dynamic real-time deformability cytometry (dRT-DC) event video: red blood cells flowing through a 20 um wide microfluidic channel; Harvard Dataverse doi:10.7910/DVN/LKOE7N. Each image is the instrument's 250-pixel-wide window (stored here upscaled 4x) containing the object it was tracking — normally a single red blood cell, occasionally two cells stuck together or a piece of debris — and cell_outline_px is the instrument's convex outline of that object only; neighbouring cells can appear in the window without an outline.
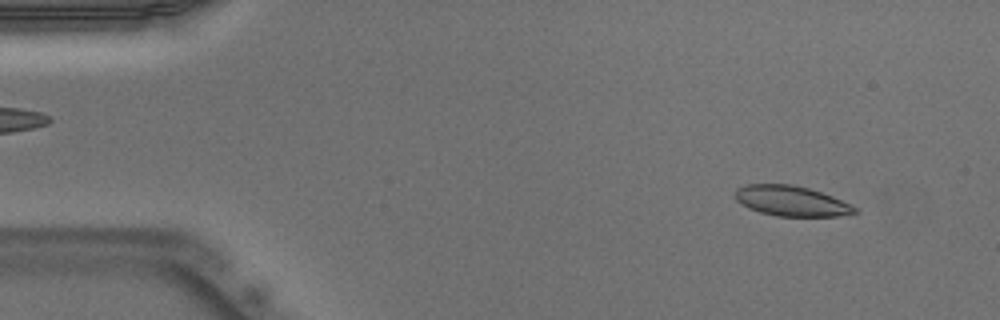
{"species": "Egyptian fruit bat (a non-hibernating species)", "species_latin": "Rousettus aegyptiacus", "temperature_condition": "warm", "stored_images_in_passage": 50, "camera_frame_rate_fps": 3000, "um_per_image_px": 0.085, "animal": {"sex": "male"}, "frame": {"image": 1, "passage_image": 4, "time_ms": 1.0, "image_size_px": [1000, 320], "cell_outline_px": [[860, 212], [836, 216], [776, 216], [760, 212], [748, 208], [736, 200], [732, 196], [736, 188], [744, 184], [792, 184], [808, 188], [832, 196], [860, 208]], "centroid_in_image_um": [67.24, 17.08], "position_along_channel_um": 17.8, "area_um2": 21.33}}
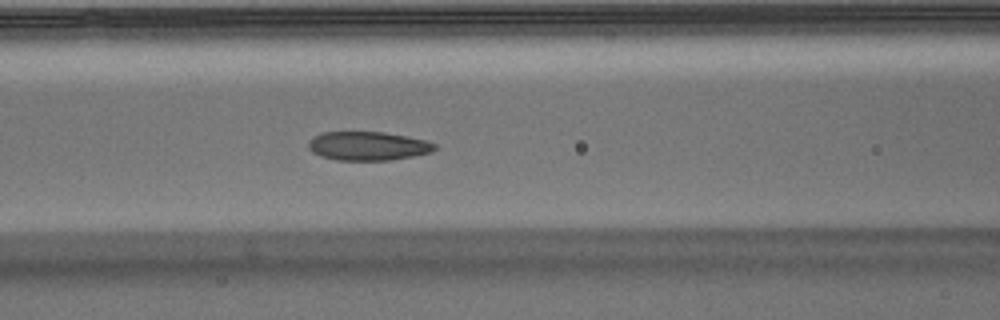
{"frame": {"image": 2, "passage_image": 20, "time_ms": 6.333, "image_size_px": [1000, 320], "cell_outline_px": [[436, 148], [432, 152], [412, 156], [388, 160], [336, 160], [320, 156], [312, 152], [308, 148], [308, 140], [312, 136], [324, 132], [384, 132], [424, 140], [436, 144]], "centroid_in_image_um": [31.22, 12.41], "position_along_channel_um": 135.4, "area_um2": 21.15}}
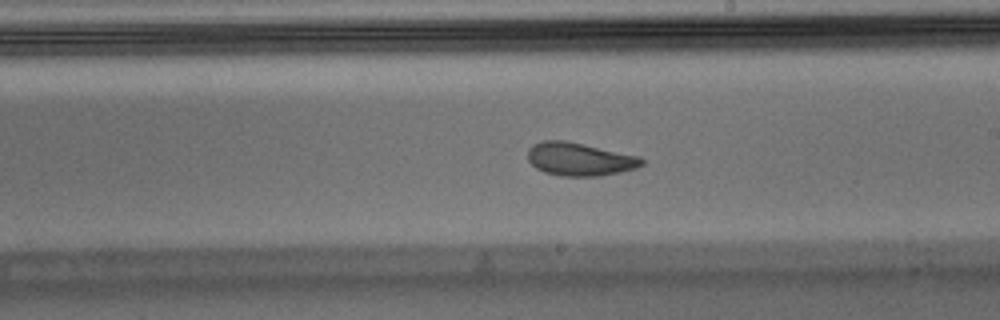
{"frame": {"image": 3, "passage_image": 28, "time_ms": 9.0, "image_size_px": [1000, 320], "cell_outline_px": [[644, 164], [636, 168], [620, 172], [600, 176], [560, 176], [544, 172], [536, 168], [528, 160], [528, 148], [532, 144], [544, 140], [564, 140], [584, 144], [640, 156], [644, 160]], "centroid_in_image_um": [49.26, 13.53], "position_along_channel_um": 239.7, "area_um2": 22.14}, "authors_computed_cell_mechanics": {"area_um2": 21.9062, "velocity_mm_per_s": 3.9183, "shape_relaxation_time_tau1_ms": 4.7914, "shape_relaxation_time_tau2_ms": 1.6357, "deformation_change_tau1": 0.1245, "deformation_change_tau2": 0.0654}}